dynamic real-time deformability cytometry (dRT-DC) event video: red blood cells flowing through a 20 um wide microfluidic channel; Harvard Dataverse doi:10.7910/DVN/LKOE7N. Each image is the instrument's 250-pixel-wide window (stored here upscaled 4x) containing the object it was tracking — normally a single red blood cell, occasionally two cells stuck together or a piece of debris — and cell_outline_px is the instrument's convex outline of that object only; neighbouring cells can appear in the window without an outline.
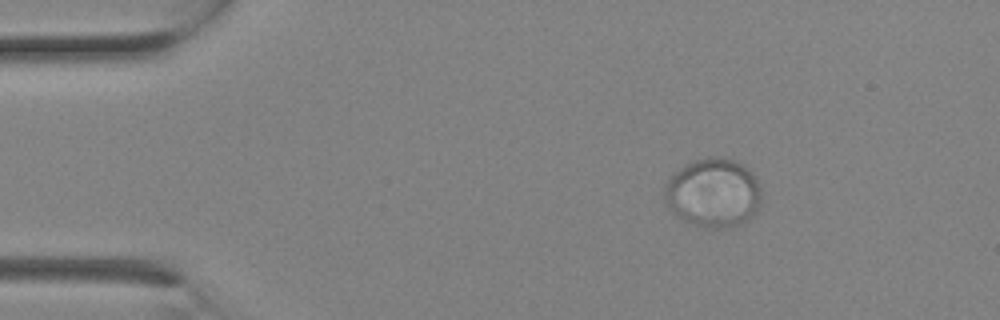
{"species": "Egyptian fruit bat (a non-hibernating species)", "species_latin": "Rousettus aegyptiacus", "temperature_condition": "room temperature", "stored_images_in_passage": 5, "camera_frame_rate_fps": 3000, "um_per_image_px": 0.085, "animal": {"sex": "female"}, "frame": {"image": 1, "passage_image": 5, "time_ms": 1.333, "image_size_px": [1000, 320], "cell_outline_px": [[760, 204], [756, 212], [748, 220], [740, 224], [720, 228], [704, 228], [692, 224], [684, 220], [672, 212], [664, 204], [664, 188], [668, 180], [680, 168], [696, 160], [712, 156], [732, 160], [744, 164], [756, 176], [760, 188]], "centroid_in_image_um": [60.63, 16.41], "position_along_channel_um": 24.4, "area_um2": 39.02}}